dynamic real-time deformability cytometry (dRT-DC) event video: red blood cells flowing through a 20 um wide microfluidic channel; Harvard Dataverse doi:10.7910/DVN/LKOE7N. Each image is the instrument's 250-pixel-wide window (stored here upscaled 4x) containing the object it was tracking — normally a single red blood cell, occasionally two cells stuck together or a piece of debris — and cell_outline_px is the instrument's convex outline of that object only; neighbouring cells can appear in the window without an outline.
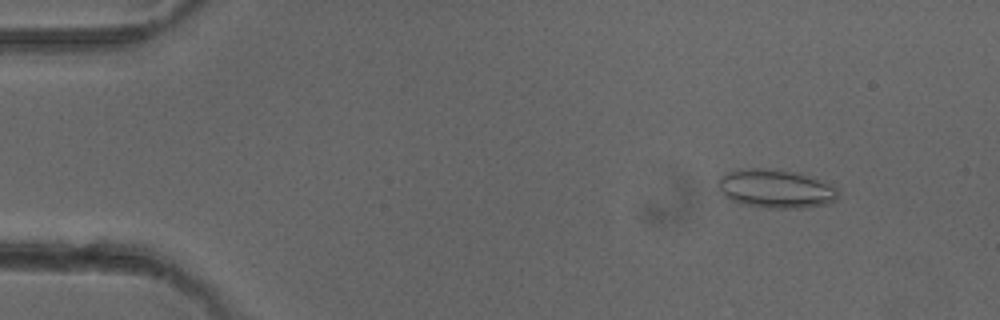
{"species": "common noctule bat (a hibernating species)", "species_latin": "Nyctalus noctula", "temperature_condition": "cold", "stored_images_in_passage": 4, "camera_frame_rate_fps": 3000, "um_per_image_px": 0.085, "animal": {"sex": "female"}, "frame": {"image": 1, "passage_image": 2, "time_ms": 1.667, "image_size_px": [1000, 320], "cell_outline_px": [[836, 200], [828, 204], [804, 208], [768, 208], [740, 204], [728, 200], [720, 192], [720, 176], [728, 172], [752, 168], [760, 168], [800, 172], [836, 188]], "centroid_in_image_um": [65.91, 16.06], "position_along_channel_um": 19.1, "area_um2": 26.82}}